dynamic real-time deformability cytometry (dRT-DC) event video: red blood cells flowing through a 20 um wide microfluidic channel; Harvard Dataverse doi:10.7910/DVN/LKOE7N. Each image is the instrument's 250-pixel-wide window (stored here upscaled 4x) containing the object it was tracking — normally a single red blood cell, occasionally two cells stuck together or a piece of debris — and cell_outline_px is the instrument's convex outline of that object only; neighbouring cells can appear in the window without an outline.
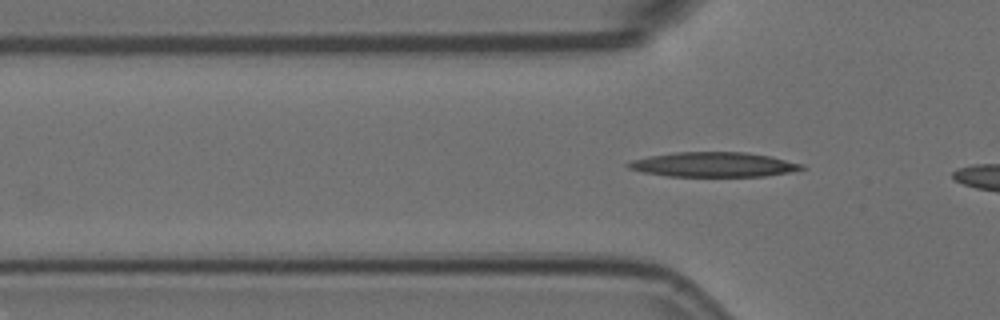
{"species": "Egyptian fruit bat (a non-hibernating species)", "species_latin": "Rousettus aegyptiacus", "temperature_condition": "room temperature", "stored_images_in_passage": 5, "camera_frame_rate_fps": 3000, "um_per_image_px": 0.085, "animal": {"sex": "female"}, "frame": {"image": 1, "passage_image": 4, "time_ms": 1.0, "image_size_px": [1000, 320], "cell_outline_px": [[808, 168], [788, 172], [764, 176], [668, 176], [644, 172], [628, 168], [624, 164], [632, 160], [648, 156], [676, 152], [744, 152], [772, 156], [804, 164]], "centroid_in_image_um": [60.67, 13.98], "position_along_channel_um": 65.1, "area_um2": 25.03}}